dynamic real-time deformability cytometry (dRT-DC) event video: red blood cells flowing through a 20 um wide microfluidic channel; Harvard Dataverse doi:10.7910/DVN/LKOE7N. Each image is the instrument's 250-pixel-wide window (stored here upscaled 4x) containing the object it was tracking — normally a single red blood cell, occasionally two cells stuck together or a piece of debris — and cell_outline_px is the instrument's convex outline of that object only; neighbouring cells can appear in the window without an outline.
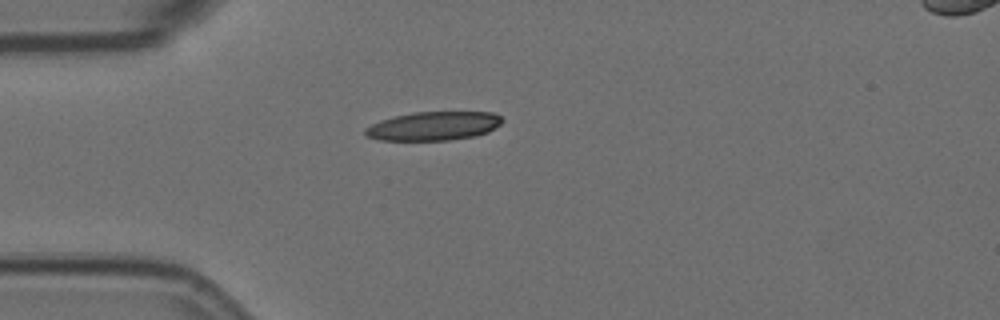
{"species": "Egyptian fruit bat (a non-hibernating species)", "species_latin": "Rousettus aegyptiacus", "temperature_condition": "room temperature", "stored_images_in_passage": 11, "camera_frame_rate_fps": 3000, "um_per_image_px": 0.085, "animal": {"sex": "female"}, "frame": {"image": 1, "passage_image": 1, "time_ms": 0.0, "image_size_px": [1000, 320], "cell_outline_px": [[504, 120], [500, 124], [488, 132], [476, 136], [448, 140], [380, 140], [364, 136], [364, 128], [380, 120], [396, 116], [416, 112], [492, 112], [500, 116]], "centroid_in_image_um": [36.84, 10.71], "position_along_channel_um": 48.2, "area_um2": 22.95}}
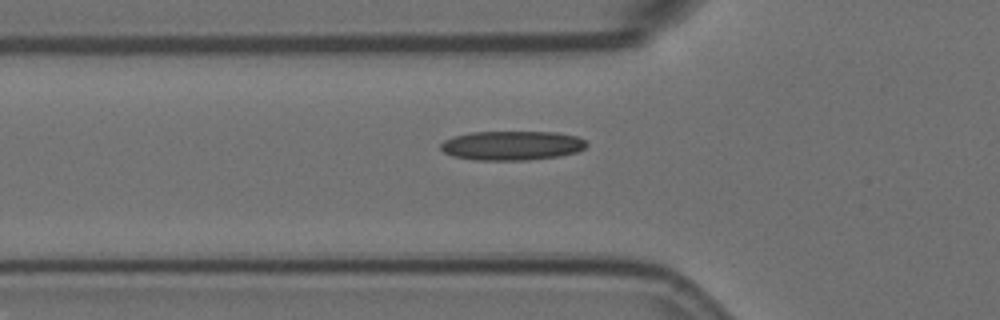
{"frame": {"image": 2, "passage_image": 5, "time_ms": 1.333, "image_size_px": [1000, 320], "cell_outline_px": [[588, 144], [584, 148], [576, 152], [560, 156], [524, 160], [476, 160], [452, 156], [444, 152], [440, 148], [440, 144], [444, 140], [452, 136], [472, 132], [556, 132], [576, 136], [584, 140]], "centroid_in_image_um": [43.48, 12.37], "position_along_channel_um": 82.3, "area_um2": 24.91}}
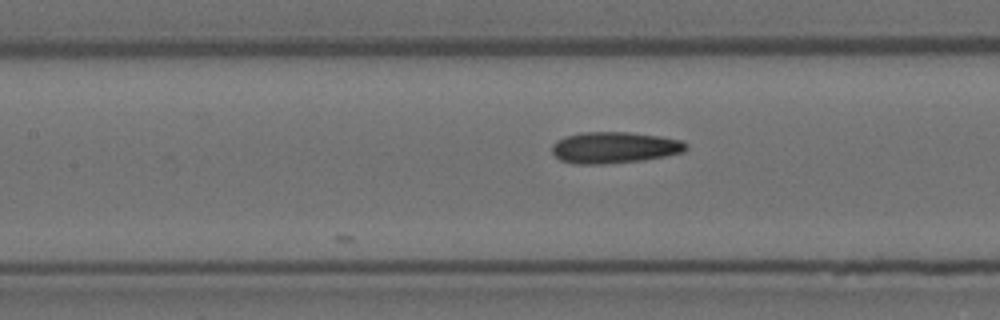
{"frame": {"image": 3, "passage_image": 11, "time_ms": 3.333, "image_size_px": [1000, 320], "cell_outline_px": [[688, 148], [684, 152], [644, 160], [604, 164], [572, 164], [560, 160], [552, 152], [552, 144], [568, 136], [584, 132], [628, 132], [660, 136], [680, 140], [688, 144]], "centroid_in_image_um": [52.25, 12.55], "position_along_channel_um": 155.2, "area_um2": 24.45}}